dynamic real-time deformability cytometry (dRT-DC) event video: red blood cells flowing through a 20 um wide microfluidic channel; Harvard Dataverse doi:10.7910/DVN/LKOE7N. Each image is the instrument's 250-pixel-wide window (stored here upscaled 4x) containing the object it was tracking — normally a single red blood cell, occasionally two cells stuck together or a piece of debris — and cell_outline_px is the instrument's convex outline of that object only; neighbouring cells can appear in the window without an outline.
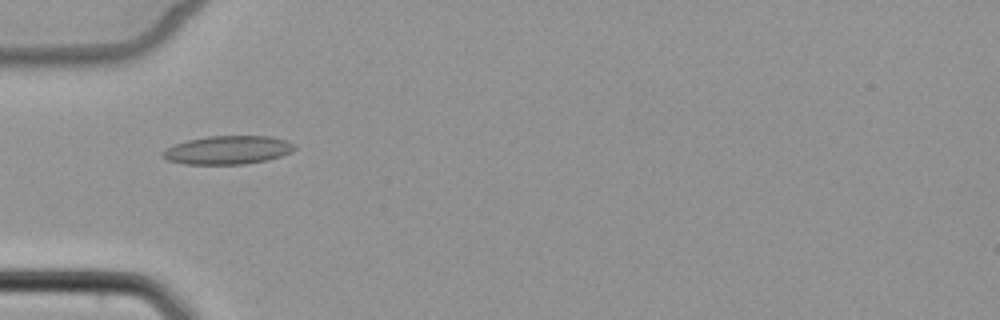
{"species": "common noctule bat (a hibernating species)", "species_latin": "Nyctalus noctula", "temperature_condition": "cold", "stored_images_in_passage": 5, "camera_frame_rate_fps": 3000, "um_per_image_px": 0.085, "animal": {"sex": "female", "body_mass_g": 22.7, "forearm_length_mm": 54.2}, "frame": {"image": 1, "passage_image": 3, "time_ms": 2.333, "image_size_px": [1000, 320], "cell_outline_px": [[296, 148], [292, 152], [268, 160], [244, 164], [184, 164], [168, 160], [160, 156], [160, 152], [164, 148], [188, 140], [208, 136], [272, 136], [288, 140]], "centroid_in_image_um": [19.35, 12.75], "position_along_channel_um": 65.7, "area_um2": 22.02}}
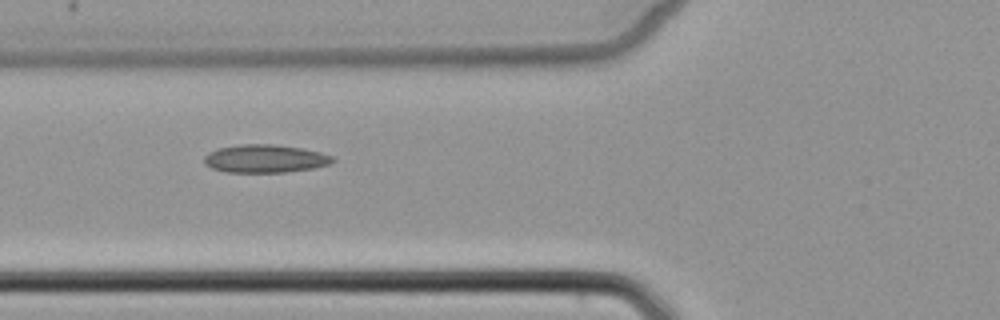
{"frame": {"image": 2, "passage_image": 4, "time_ms": 3.333, "image_size_px": [1000, 320], "cell_outline_px": [[336, 160], [328, 164], [312, 168], [284, 172], [224, 172], [212, 168], [204, 164], [204, 156], [208, 152], [216, 148], [240, 144], [276, 144], [304, 148], [320, 152], [332, 156]], "centroid_in_image_um": [22.49, 13.47], "position_along_channel_um": 103.3, "area_um2": 21.15}}
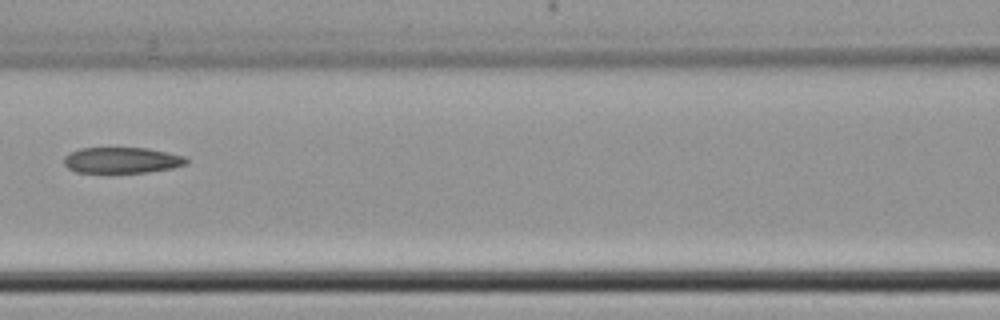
{"frame": {"image": 3, "passage_image": 5, "time_ms": 4.667, "image_size_px": [1000, 320], "cell_outline_px": [[188, 164], [172, 168], [148, 172], [76, 172], [68, 168], [64, 164], [64, 156], [80, 148], [148, 148], [168, 152], [184, 156], [188, 160]], "centroid_in_image_um": [10.38, 13.61], "position_along_channel_um": 156.2, "area_um2": 18.44}}